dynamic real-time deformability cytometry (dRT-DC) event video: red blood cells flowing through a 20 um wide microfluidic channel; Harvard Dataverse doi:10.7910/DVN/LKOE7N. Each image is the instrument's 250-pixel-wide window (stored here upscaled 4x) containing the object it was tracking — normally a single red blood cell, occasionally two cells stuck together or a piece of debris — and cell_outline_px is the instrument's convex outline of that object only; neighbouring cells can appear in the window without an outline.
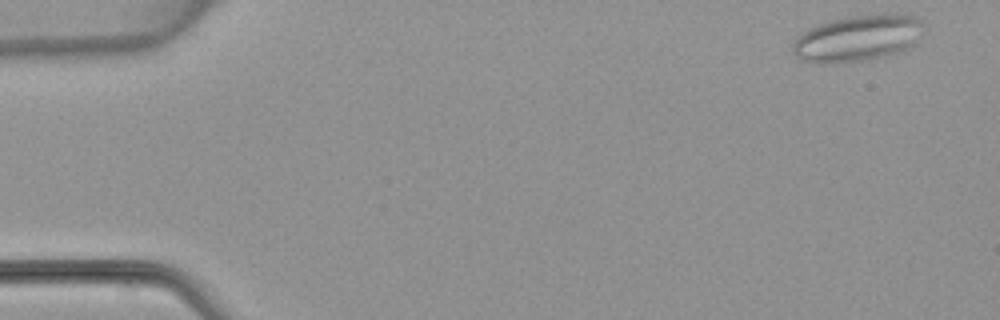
{"species": "common noctule bat (a hibernating species)", "species_latin": "Nyctalus noctula", "temperature_condition": "warm", "stored_images_in_passage": 5, "camera_frame_rate_fps": 3000, "um_per_image_px": 0.085, "animal": {"sex": "female", "body_mass_g": 22.7, "forearm_length_mm": 54.2}, "frame": {"image": 1, "passage_image": 1, "time_ms": 0.0, "image_size_px": [1000, 320], "cell_outline_px": [[928, 28], [916, 44], [904, 52], [868, 60], [828, 64], [816, 64], [800, 60], [792, 52], [792, 44], [804, 32], [820, 24], [832, 20], [848, 16], [884, 12], [908, 12], [924, 20]], "centroid_in_image_um": [73.07, 3.23], "position_along_channel_um": 11.9, "area_um2": 36.93}}